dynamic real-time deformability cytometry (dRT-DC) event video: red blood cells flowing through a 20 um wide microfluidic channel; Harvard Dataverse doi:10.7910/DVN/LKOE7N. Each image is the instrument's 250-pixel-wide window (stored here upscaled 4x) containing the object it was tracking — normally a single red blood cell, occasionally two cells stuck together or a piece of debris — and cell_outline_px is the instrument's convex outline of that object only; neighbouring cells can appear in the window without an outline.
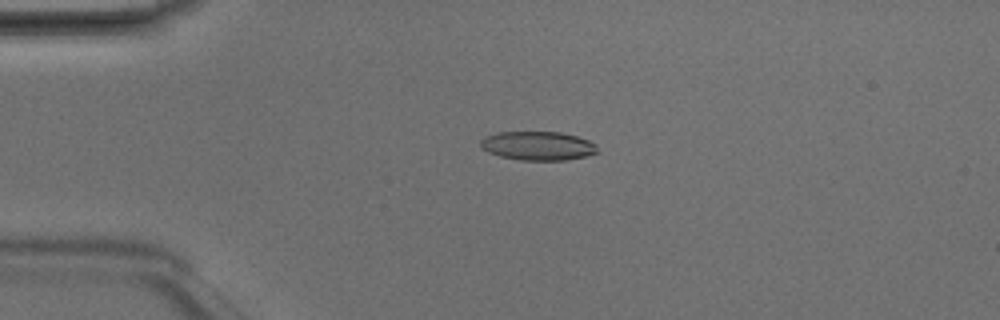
{"species": "Egyptian fruit bat (a non-hibernating species)", "species_latin": "Rousettus aegyptiacus", "temperature_condition": "room temperature", "stored_images_in_passage": 4, "camera_frame_rate_fps": 3000, "um_per_image_px": 0.085, "animal": {"sex": "male"}, "frame": {"image": 1, "passage_image": 3, "time_ms": 0.667, "image_size_px": [1000, 320], "cell_outline_px": [[596, 152], [584, 156], [564, 160], [520, 160], [500, 156], [488, 152], [480, 144], [480, 140], [484, 136], [496, 132], [560, 132], [576, 136], [588, 140], [596, 144]], "centroid_in_image_um": [45.68, 12.38], "position_along_channel_um": 39.3, "area_um2": 19.48}}